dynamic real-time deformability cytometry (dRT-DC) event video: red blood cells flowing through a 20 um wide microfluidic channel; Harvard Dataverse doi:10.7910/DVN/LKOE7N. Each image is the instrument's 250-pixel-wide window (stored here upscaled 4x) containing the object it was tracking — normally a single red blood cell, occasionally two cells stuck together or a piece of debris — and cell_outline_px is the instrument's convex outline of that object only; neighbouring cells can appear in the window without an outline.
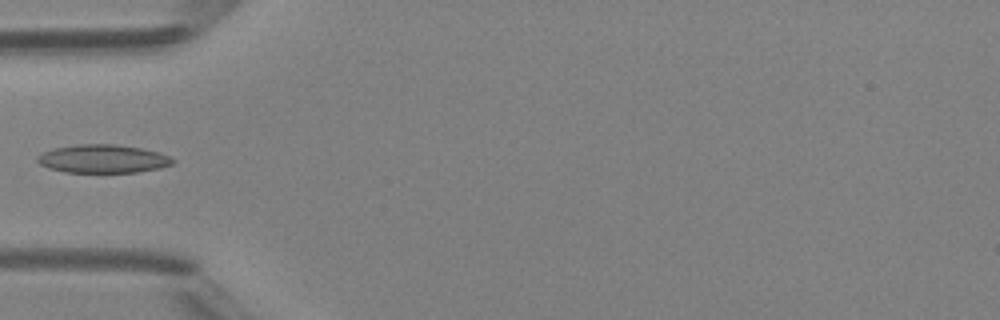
{"species": "Egyptian fruit bat (a non-hibernating species)", "species_latin": "Rousettus aegyptiacus", "temperature_condition": "room temperature", "stored_images_in_passage": 5, "camera_frame_rate_fps": 3000, "um_per_image_px": 0.085, "animal": {"sex": "female"}, "frame": {"image": 1, "passage_image": 5, "time_ms": 4.667, "image_size_px": [1000, 320], "cell_outline_px": [[176, 160], [172, 164], [160, 168], [136, 172], [64, 172], [48, 168], [40, 164], [36, 160], [36, 156], [40, 152], [52, 148], [76, 144], [112, 144], [140, 148], [156, 152], [168, 156]], "centroid_in_image_um": [8.67, 13.49], "position_along_channel_um": 76.3, "area_um2": 22.37}}